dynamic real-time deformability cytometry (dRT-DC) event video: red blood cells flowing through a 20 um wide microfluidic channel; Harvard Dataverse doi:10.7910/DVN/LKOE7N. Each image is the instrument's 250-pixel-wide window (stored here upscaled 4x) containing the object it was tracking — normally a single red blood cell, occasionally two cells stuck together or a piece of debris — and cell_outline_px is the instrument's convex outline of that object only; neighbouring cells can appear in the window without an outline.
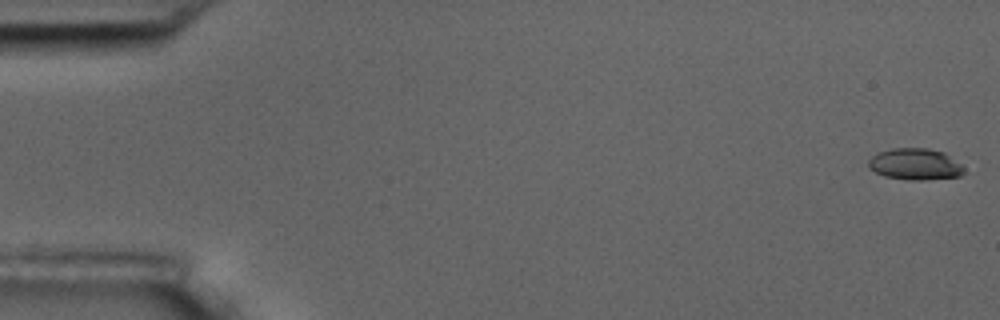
{"species": "common noctule bat (a hibernating species)", "species_latin": "Nyctalus noctula", "temperature_condition": "room temperature", "stored_images_in_passage": 6, "camera_frame_rate_fps": 3000, "um_per_image_px": 0.085, "animal": {"sex": "male", "body_mass_g": 17.5, "forearm_length_mm": 52.3}, "frame": {"image": 1, "passage_image": 1, "time_ms": 0.0, "image_size_px": [1000, 320], "cell_outline_px": [[964, 172], [960, 176], [924, 180], [912, 180], [884, 176], [868, 168], [868, 160], [876, 152], [892, 148], [928, 148], [944, 152], [960, 164], [964, 168]], "centroid_in_image_um": [77.76, 13.95], "position_along_channel_um": 7.2, "area_um2": 17.57}}
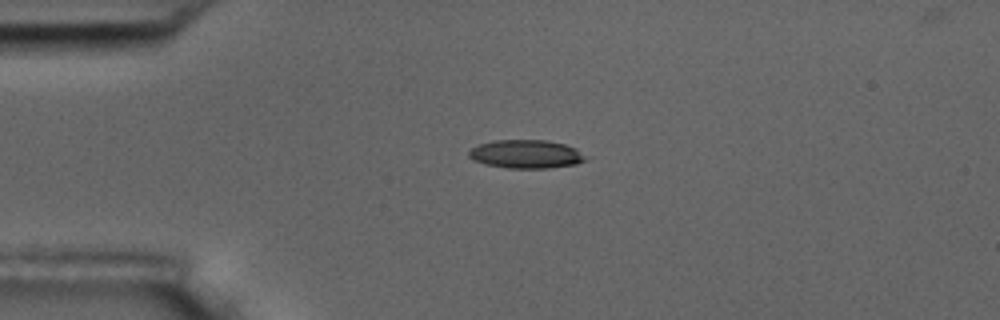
{"frame": {"image": 2, "passage_image": 4, "time_ms": 4.333, "image_size_px": [1000, 320], "cell_outline_px": [[588, 160], [576, 164], [548, 168], [508, 168], [488, 164], [476, 160], [468, 156], [468, 152], [472, 148], [480, 144], [496, 140], [544, 140], [564, 144], [576, 148]], "centroid_in_image_um": [44.75, 13.1], "position_along_channel_um": 40.3, "area_um2": 19.07}}